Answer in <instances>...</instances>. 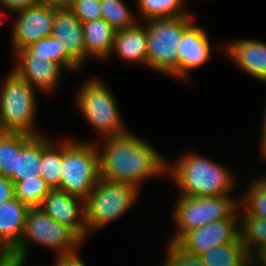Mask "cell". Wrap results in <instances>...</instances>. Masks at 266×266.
<instances>
[{"mask_svg":"<svg viewBox=\"0 0 266 266\" xmlns=\"http://www.w3.org/2000/svg\"><path fill=\"white\" fill-rule=\"evenodd\" d=\"M1 6L11 13L33 7L40 3V0H0Z\"/></svg>","mask_w":266,"mask_h":266,"instance_id":"cell-32","label":"cell"},{"mask_svg":"<svg viewBox=\"0 0 266 266\" xmlns=\"http://www.w3.org/2000/svg\"><path fill=\"white\" fill-rule=\"evenodd\" d=\"M167 162L166 176L179 189V196H229L235 187L233 171L201 154L186 152L174 163Z\"/></svg>","mask_w":266,"mask_h":266,"instance_id":"cell-2","label":"cell"},{"mask_svg":"<svg viewBox=\"0 0 266 266\" xmlns=\"http://www.w3.org/2000/svg\"><path fill=\"white\" fill-rule=\"evenodd\" d=\"M56 9L39 3L13 13L17 15L11 30L13 53L39 39L51 36Z\"/></svg>","mask_w":266,"mask_h":266,"instance_id":"cell-11","label":"cell"},{"mask_svg":"<svg viewBox=\"0 0 266 266\" xmlns=\"http://www.w3.org/2000/svg\"><path fill=\"white\" fill-rule=\"evenodd\" d=\"M0 266H20V261L11 259V258H6Z\"/></svg>","mask_w":266,"mask_h":266,"instance_id":"cell-37","label":"cell"},{"mask_svg":"<svg viewBox=\"0 0 266 266\" xmlns=\"http://www.w3.org/2000/svg\"><path fill=\"white\" fill-rule=\"evenodd\" d=\"M0 83V128L2 132L40 135L36 129V92L13 70Z\"/></svg>","mask_w":266,"mask_h":266,"instance_id":"cell-4","label":"cell"},{"mask_svg":"<svg viewBox=\"0 0 266 266\" xmlns=\"http://www.w3.org/2000/svg\"><path fill=\"white\" fill-rule=\"evenodd\" d=\"M195 22L186 16L156 18L145 21L147 28V68L178 79V52L184 31Z\"/></svg>","mask_w":266,"mask_h":266,"instance_id":"cell-6","label":"cell"},{"mask_svg":"<svg viewBox=\"0 0 266 266\" xmlns=\"http://www.w3.org/2000/svg\"><path fill=\"white\" fill-rule=\"evenodd\" d=\"M75 103L83 119L94 128L100 138L122 134L127 131L116 99L107 83L90 78L79 86Z\"/></svg>","mask_w":266,"mask_h":266,"instance_id":"cell-7","label":"cell"},{"mask_svg":"<svg viewBox=\"0 0 266 266\" xmlns=\"http://www.w3.org/2000/svg\"><path fill=\"white\" fill-rule=\"evenodd\" d=\"M139 21L156 18L180 17L190 14L185 8V0H136Z\"/></svg>","mask_w":266,"mask_h":266,"instance_id":"cell-24","label":"cell"},{"mask_svg":"<svg viewBox=\"0 0 266 266\" xmlns=\"http://www.w3.org/2000/svg\"><path fill=\"white\" fill-rule=\"evenodd\" d=\"M82 68L86 63L83 25L69 8L56 9L52 34Z\"/></svg>","mask_w":266,"mask_h":266,"instance_id":"cell-16","label":"cell"},{"mask_svg":"<svg viewBox=\"0 0 266 266\" xmlns=\"http://www.w3.org/2000/svg\"><path fill=\"white\" fill-rule=\"evenodd\" d=\"M53 266H87L85 262L80 258L79 253L74 256L57 257Z\"/></svg>","mask_w":266,"mask_h":266,"instance_id":"cell-34","label":"cell"},{"mask_svg":"<svg viewBox=\"0 0 266 266\" xmlns=\"http://www.w3.org/2000/svg\"><path fill=\"white\" fill-rule=\"evenodd\" d=\"M200 258L206 266H250V255L240 236L201 254Z\"/></svg>","mask_w":266,"mask_h":266,"instance_id":"cell-20","label":"cell"},{"mask_svg":"<svg viewBox=\"0 0 266 266\" xmlns=\"http://www.w3.org/2000/svg\"><path fill=\"white\" fill-rule=\"evenodd\" d=\"M50 218L72 229L83 241L88 238L85 200L58 188L50 189L39 206Z\"/></svg>","mask_w":266,"mask_h":266,"instance_id":"cell-13","label":"cell"},{"mask_svg":"<svg viewBox=\"0 0 266 266\" xmlns=\"http://www.w3.org/2000/svg\"><path fill=\"white\" fill-rule=\"evenodd\" d=\"M238 211L240 238L251 255L266 244V218L247 216L239 207Z\"/></svg>","mask_w":266,"mask_h":266,"instance_id":"cell-26","label":"cell"},{"mask_svg":"<svg viewBox=\"0 0 266 266\" xmlns=\"http://www.w3.org/2000/svg\"><path fill=\"white\" fill-rule=\"evenodd\" d=\"M100 0H73L69 9L81 23L102 19Z\"/></svg>","mask_w":266,"mask_h":266,"instance_id":"cell-31","label":"cell"},{"mask_svg":"<svg viewBox=\"0 0 266 266\" xmlns=\"http://www.w3.org/2000/svg\"><path fill=\"white\" fill-rule=\"evenodd\" d=\"M140 188L100 179L85 199L88 236L124 215L136 203Z\"/></svg>","mask_w":266,"mask_h":266,"instance_id":"cell-8","label":"cell"},{"mask_svg":"<svg viewBox=\"0 0 266 266\" xmlns=\"http://www.w3.org/2000/svg\"><path fill=\"white\" fill-rule=\"evenodd\" d=\"M49 190L41 176L14 182L15 198L29 207H39Z\"/></svg>","mask_w":266,"mask_h":266,"instance_id":"cell-29","label":"cell"},{"mask_svg":"<svg viewBox=\"0 0 266 266\" xmlns=\"http://www.w3.org/2000/svg\"><path fill=\"white\" fill-rule=\"evenodd\" d=\"M82 25L86 62L91 58L99 60L109 58L116 30L105 19L84 22Z\"/></svg>","mask_w":266,"mask_h":266,"instance_id":"cell-19","label":"cell"},{"mask_svg":"<svg viewBox=\"0 0 266 266\" xmlns=\"http://www.w3.org/2000/svg\"><path fill=\"white\" fill-rule=\"evenodd\" d=\"M165 252L166 259L163 266H206L200 256L186 253L175 243L167 242Z\"/></svg>","mask_w":266,"mask_h":266,"instance_id":"cell-30","label":"cell"},{"mask_svg":"<svg viewBox=\"0 0 266 266\" xmlns=\"http://www.w3.org/2000/svg\"><path fill=\"white\" fill-rule=\"evenodd\" d=\"M229 42L221 45L220 51L225 52L241 70L261 82H266V42L249 38Z\"/></svg>","mask_w":266,"mask_h":266,"instance_id":"cell-15","label":"cell"},{"mask_svg":"<svg viewBox=\"0 0 266 266\" xmlns=\"http://www.w3.org/2000/svg\"><path fill=\"white\" fill-rule=\"evenodd\" d=\"M240 236L238 208L227 218L186 232L175 244L186 253L200 256Z\"/></svg>","mask_w":266,"mask_h":266,"instance_id":"cell-10","label":"cell"},{"mask_svg":"<svg viewBox=\"0 0 266 266\" xmlns=\"http://www.w3.org/2000/svg\"><path fill=\"white\" fill-rule=\"evenodd\" d=\"M61 171L58 189L85 200L101 179L97 144L63 138Z\"/></svg>","mask_w":266,"mask_h":266,"instance_id":"cell-5","label":"cell"},{"mask_svg":"<svg viewBox=\"0 0 266 266\" xmlns=\"http://www.w3.org/2000/svg\"><path fill=\"white\" fill-rule=\"evenodd\" d=\"M73 0H40V3L57 9L69 8Z\"/></svg>","mask_w":266,"mask_h":266,"instance_id":"cell-36","label":"cell"},{"mask_svg":"<svg viewBox=\"0 0 266 266\" xmlns=\"http://www.w3.org/2000/svg\"><path fill=\"white\" fill-rule=\"evenodd\" d=\"M42 134L41 174L50 189L60 187L62 180V140L48 138Z\"/></svg>","mask_w":266,"mask_h":266,"instance_id":"cell-21","label":"cell"},{"mask_svg":"<svg viewBox=\"0 0 266 266\" xmlns=\"http://www.w3.org/2000/svg\"><path fill=\"white\" fill-rule=\"evenodd\" d=\"M102 19L118 31L134 26L139 20L123 0H100Z\"/></svg>","mask_w":266,"mask_h":266,"instance_id":"cell-28","label":"cell"},{"mask_svg":"<svg viewBox=\"0 0 266 266\" xmlns=\"http://www.w3.org/2000/svg\"><path fill=\"white\" fill-rule=\"evenodd\" d=\"M117 55L126 62L147 66V28L145 22L115 32L110 56Z\"/></svg>","mask_w":266,"mask_h":266,"instance_id":"cell-17","label":"cell"},{"mask_svg":"<svg viewBox=\"0 0 266 266\" xmlns=\"http://www.w3.org/2000/svg\"><path fill=\"white\" fill-rule=\"evenodd\" d=\"M29 208L15 197L0 204V249L6 255L21 240Z\"/></svg>","mask_w":266,"mask_h":266,"instance_id":"cell-18","label":"cell"},{"mask_svg":"<svg viewBox=\"0 0 266 266\" xmlns=\"http://www.w3.org/2000/svg\"><path fill=\"white\" fill-rule=\"evenodd\" d=\"M260 140H259V152L261 153L260 155L262 156V158L265 157L266 159V108H265V112L263 115V121H262V127H261V131H260Z\"/></svg>","mask_w":266,"mask_h":266,"instance_id":"cell-35","label":"cell"},{"mask_svg":"<svg viewBox=\"0 0 266 266\" xmlns=\"http://www.w3.org/2000/svg\"><path fill=\"white\" fill-rule=\"evenodd\" d=\"M32 136L22 133L2 132L0 134V176L14 182L17 171L18 152Z\"/></svg>","mask_w":266,"mask_h":266,"instance_id":"cell-23","label":"cell"},{"mask_svg":"<svg viewBox=\"0 0 266 266\" xmlns=\"http://www.w3.org/2000/svg\"><path fill=\"white\" fill-rule=\"evenodd\" d=\"M14 197V182L11 179L0 176V204Z\"/></svg>","mask_w":266,"mask_h":266,"instance_id":"cell-33","label":"cell"},{"mask_svg":"<svg viewBox=\"0 0 266 266\" xmlns=\"http://www.w3.org/2000/svg\"><path fill=\"white\" fill-rule=\"evenodd\" d=\"M0 5H1V3H0ZM6 12H5V9H4V11H3V9H1V7H0V24L2 25L3 24V20L5 19V18H3L4 17V15H5V17L7 18L8 16H6Z\"/></svg>","mask_w":266,"mask_h":266,"instance_id":"cell-38","label":"cell"},{"mask_svg":"<svg viewBox=\"0 0 266 266\" xmlns=\"http://www.w3.org/2000/svg\"><path fill=\"white\" fill-rule=\"evenodd\" d=\"M83 242L72 229L50 218L40 207H30L21 240L7 257L27 262L31 244L54 250L56 258L74 256Z\"/></svg>","mask_w":266,"mask_h":266,"instance_id":"cell-3","label":"cell"},{"mask_svg":"<svg viewBox=\"0 0 266 266\" xmlns=\"http://www.w3.org/2000/svg\"><path fill=\"white\" fill-rule=\"evenodd\" d=\"M42 134L32 136L18 152L14 182L34 178L41 174Z\"/></svg>","mask_w":266,"mask_h":266,"instance_id":"cell-22","label":"cell"},{"mask_svg":"<svg viewBox=\"0 0 266 266\" xmlns=\"http://www.w3.org/2000/svg\"><path fill=\"white\" fill-rule=\"evenodd\" d=\"M239 198L238 207L247 215L266 218V176L249 183Z\"/></svg>","mask_w":266,"mask_h":266,"instance_id":"cell-27","label":"cell"},{"mask_svg":"<svg viewBox=\"0 0 266 266\" xmlns=\"http://www.w3.org/2000/svg\"><path fill=\"white\" fill-rule=\"evenodd\" d=\"M173 208L176 231L168 242L176 243L186 232L227 219L237 208L239 199L230 196H178Z\"/></svg>","mask_w":266,"mask_h":266,"instance_id":"cell-9","label":"cell"},{"mask_svg":"<svg viewBox=\"0 0 266 266\" xmlns=\"http://www.w3.org/2000/svg\"><path fill=\"white\" fill-rule=\"evenodd\" d=\"M7 258V255L0 249V264Z\"/></svg>","mask_w":266,"mask_h":266,"instance_id":"cell-39","label":"cell"},{"mask_svg":"<svg viewBox=\"0 0 266 266\" xmlns=\"http://www.w3.org/2000/svg\"><path fill=\"white\" fill-rule=\"evenodd\" d=\"M27 262L20 261V266H26Z\"/></svg>","mask_w":266,"mask_h":266,"instance_id":"cell-40","label":"cell"},{"mask_svg":"<svg viewBox=\"0 0 266 266\" xmlns=\"http://www.w3.org/2000/svg\"><path fill=\"white\" fill-rule=\"evenodd\" d=\"M27 48L36 57L46 58L59 64L65 71L71 73L82 69L67 53L64 45L53 36L45 37L31 43Z\"/></svg>","mask_w":266,"mask_h":266,"instance_id":"cell-25","label":"cell"},{"mask_svg":"<svg viewBox=\"0 0 266 266\" xmlns=\"http://www.w3.org/2000/svg\"><path fill=\"white\" fill-rule=\"evenodd\" d=\"M17 61L13 70L34 89L44 94L56 91L64 69L46 58L36 57L27 47L14 52ZM62 72V73H61Z\"/></svg>","mask_w":266,"mask_h":266,"instance_id":"cell-12","label":"cell"},{"mask_svg":"<svg viewBox=\"0 0 266 266\" xmlns=\"http://www.w3.org/2000/svg\"><path fill=\"white\" fill-rule=\"evenodd\" d=\"M128 132L103 138L102 151L97 146L100 178L141 189L142 181L165 176L168 162L148 141Z\"/></svg>","mask_w":266,"mask_h":266,"instance_id":"cell-1","label":"cell"},{"mask_svg":"<svg viewBox=\"0 0 266 266\" xmlns=\"http://www.w3.org/2000/svg\"><path fill=\"white\" fill-rule=\"evenodd\" d=\"M193 22L183 33L177 46L178 79L188 81L193 69L204 65L211 58V44L204 28ZM191 72V73H190Z\"/></svg>","mask_w":266,"mask_h":266,"instance_id":"cell-14","label":"cell"}]
</instances>
